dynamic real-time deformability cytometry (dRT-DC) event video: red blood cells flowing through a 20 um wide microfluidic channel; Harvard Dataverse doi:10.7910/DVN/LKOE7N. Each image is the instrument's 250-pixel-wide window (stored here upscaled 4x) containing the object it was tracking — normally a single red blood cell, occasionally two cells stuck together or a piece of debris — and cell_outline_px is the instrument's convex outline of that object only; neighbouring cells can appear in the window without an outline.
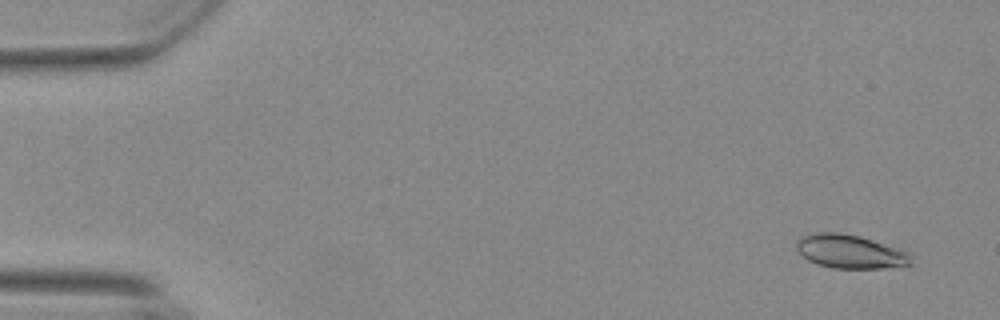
{"species": "Egyptian fruit bat (a non-hibernating species)", "species_latin": "Rousettus aegyptiacus", "temperature_condition": "warm", "stored_images_in_passage": 55, "camera_frame_rate_fps": 3000, "um_per_image_px": 0.085, "animal": {"sex": "female"}, "frame": {"image": 1, "passage_image": 3, "time_ms": 0.667, "image_size_px": [1000, 320], "cell_outline_px": [[912, 264], [884, 268], [832, 268], [816, 264], [808, 260], [796, 248], [796, 240], [800, 236], [812, 232], [840, 232], [860, 236], [908, 252]], "centroid_in_image_um": [72.2, 21.37], "position_along_channel_um": 12.8, "area_um2": 22.43}}
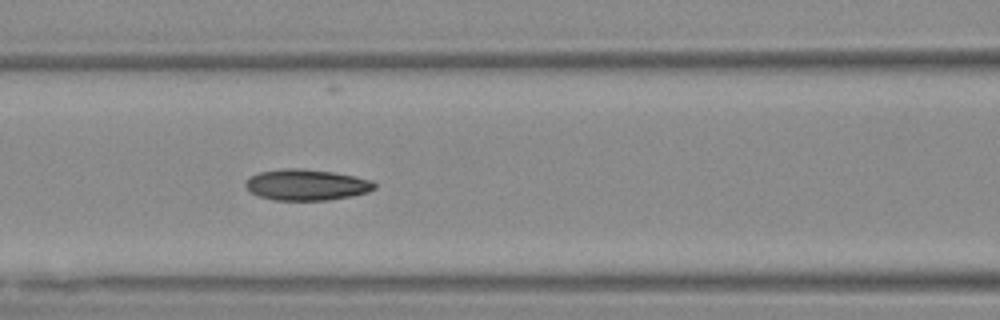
{"frame": {"image": 2, "passage_image": 24, "time_ms": 7.667, "image_size_px": [1000, 320], "cell_outline_px": [[376, 188], [368, 192], [352, 196], [328, 200], [272, 200], [260, 196], [252, 192], [244, 184], [252, 176], [260, 172], [288, 168], [304, 168], [332, 172], [352, 176], [368, 180], [376, 184]], "centroid_in_image_um": [26.07, 15.71], "position_along_channel_um": 140.5, "area_um2": 23.0}}
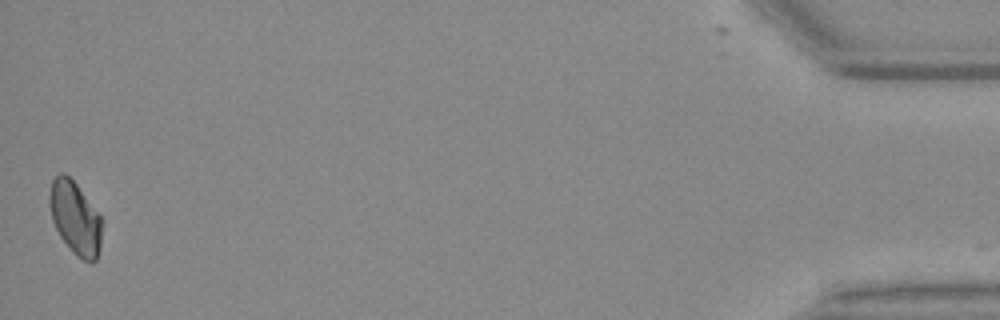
{"frame": {"image": 3, "passage_image": 55, "time_ms": 18.0, "image_size_px": [1000, 320], "cell_outline_px": [[104, 220], [100, 248], [96, 260], [92, 264], [76, 256], [60, 236], [52, 220], [48, 200], [48, 196], [52, 180], [60, 172], [64, 172], [76, 184]], "centroid_in_image_um": [6.41, 18.55], "position_along_channel_um": 428.8, "area_um2": 22.54}, "authors_computed_cell_mechanics": {"area_um2": 22.6576, "velocity_mm_per_s": 3.6926, "shape_relaxation_time_tau1_ms": null, "shape_relaxation_time_tau2_ms": 6.3619, "deformation_change_tau1": null, "deformation_change_tau2": 0.1081}}